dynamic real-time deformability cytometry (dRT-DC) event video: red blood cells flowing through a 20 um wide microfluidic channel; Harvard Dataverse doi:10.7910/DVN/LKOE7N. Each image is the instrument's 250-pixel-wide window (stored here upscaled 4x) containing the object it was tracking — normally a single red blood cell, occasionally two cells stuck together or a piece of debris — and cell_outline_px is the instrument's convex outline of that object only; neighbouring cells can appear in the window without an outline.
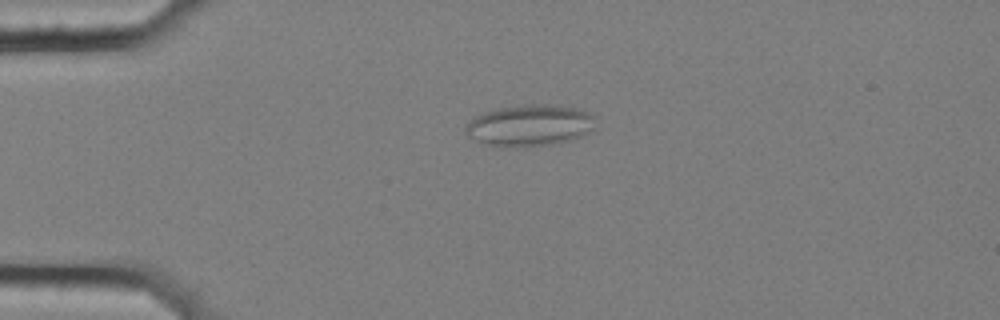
{"species": "common noctule bat (a hibernating species)", "species_latin": "Nyctalus noctula", "temperature_condition": "cold", "stored_images_in_passage": 58, "camera_frame_rate_fps": 3000, "um_per_image_px": 0.085, "animal": {"sex": "female", "body_mass_g": 25.1}, "frame": {"image": 1, "passage_image": 14, "time_ms": 4.333, "image_size_px": [1000, 320], "cell_outline_px": [[596, 128], [592, 132], [572, 140], [552, 144], [524, 148], [496, 148], [476, 140], [468, 136], [464, 132], [464, 124], [472, 116], [484, 112], [500, 108], [524, 104], [548, 104], [576, 108], [588, 112], [596, 116]], "centroid_in_image_um": [45.02, 10.68], "position_along_channel_um": 40.0, "area_um2": 32.54}}
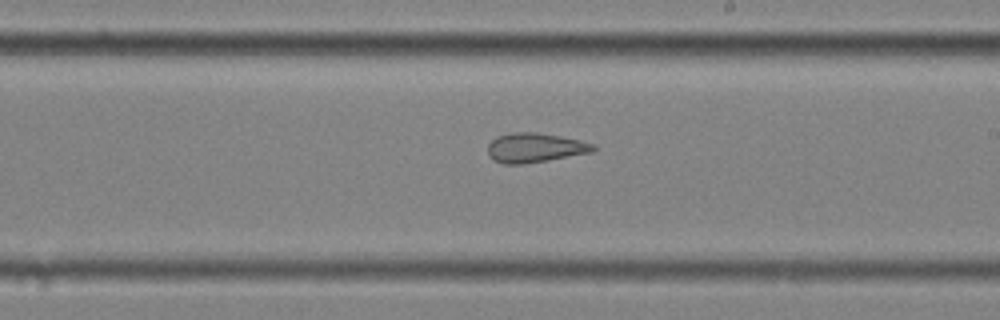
{"frame": {"image": 2, "passage_image": 34, "time_ms": 11.0, "image_size_px": [1000, 320], "cell_outline_px": [[600, 148], [592, 152], [548, 160], [524, 164], [504, 164], [492, 160], [488, 156], [488, 144], [496, 136], [512, 132], [536, 132], [560, 136], [580, 140], [592, 144]], "centroid_in_image_um": [45.45, 12.56], "position_along_channel_um": 243.5, "area_um2": 18.26}}
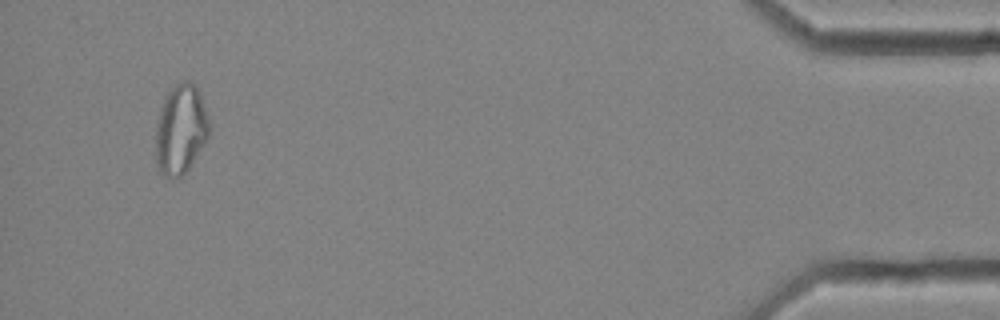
{"frame": {"image": 3, "passage_image": 55, "time_ms": 18.0, "image_size_px": [1000, 320], "cell_outline_px": [[208, 136], [188, 168], [176, 180], [172, 180], [164, 176], [160, 172], [156, 164], [156, 120], [164, 96], [176, 84], [184, 80], [188, 80], [200, 92], [208, 116]], "centroid_in_image_um": [15.32, 11.0], "position_along_channel_um": 419.9, "area_um2": 27.86}, "authors_computed_cell_mechanics": {"area_um2": 24.4494, "velocity_mm_per_s": 3.5279, "shape_relaxation_time_tau1_ms": null, "shape_relaxation_time_tau2_ms": 3.1808, "deformation_change_tau1": null, "deformation_change_tau2": 0.1247}}